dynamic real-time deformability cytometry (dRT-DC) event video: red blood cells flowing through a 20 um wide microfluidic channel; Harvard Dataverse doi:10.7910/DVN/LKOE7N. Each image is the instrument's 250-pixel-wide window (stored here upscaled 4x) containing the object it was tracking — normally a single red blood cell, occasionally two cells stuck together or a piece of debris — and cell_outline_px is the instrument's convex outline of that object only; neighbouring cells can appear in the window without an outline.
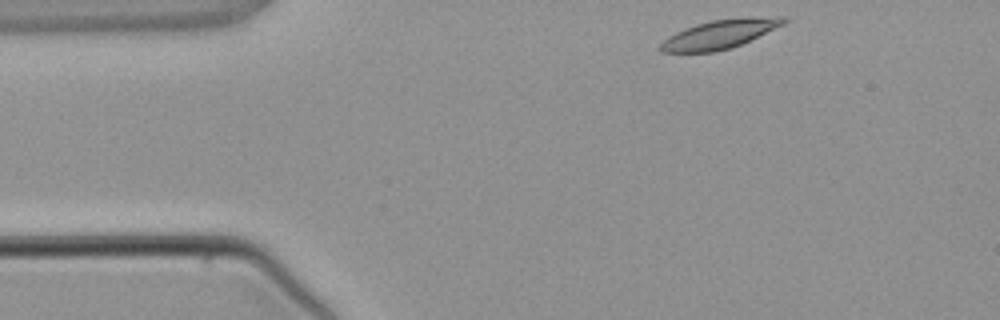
{"species": "common noctule bat (a hibernating species)", "species_latin": "Nyctalus noctula", "temperature_condition": "warm", "stored_images_in_passage": 3, "segment_of_instrument_passage": [1, 2], "camera_frame_rate_fps": 3000, "um_per_image_px": 0.085, "animal": {"sex": "male", "body_mass_g": 21.5, "forearm_length_mm": 52.0}, "frame": {"image": 1, "passage_image": 1, "time_ms": 0.0, "image_size_px": [1000, 320], "cell_outline_px": [[788, 20], [784, 24], [732, 48], [716, 52], [660, 52], [660, 44], [668, 36], [676, 32], [696, 24], [712, 20], [780, 16], [784, 16]], "centroid_in_image_um": [61.16, 2.92], "position_along_channel_um": 23.8, "area_um2": 20.29}}